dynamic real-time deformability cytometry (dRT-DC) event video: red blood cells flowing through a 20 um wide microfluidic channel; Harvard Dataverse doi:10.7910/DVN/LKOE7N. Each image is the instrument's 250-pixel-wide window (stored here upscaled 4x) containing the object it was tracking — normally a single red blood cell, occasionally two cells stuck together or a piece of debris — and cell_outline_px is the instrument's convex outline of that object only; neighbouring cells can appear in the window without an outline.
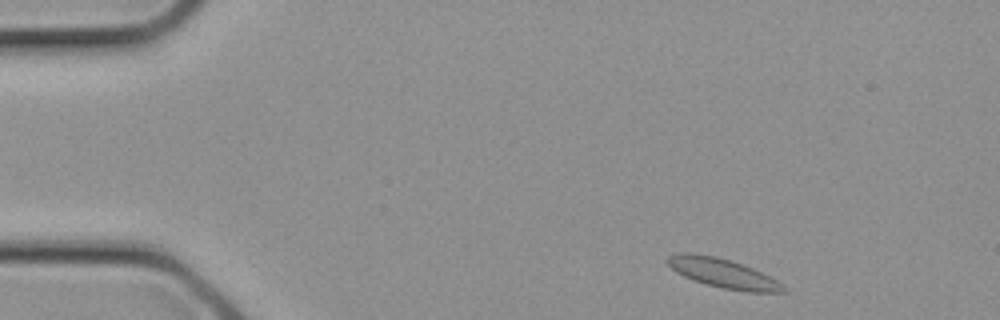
{"species": "common noctule bat (a hibernating species)", "species_latin": "Nyctalus noctula", "temperature_condition": "cold", "stored_images_in_passage": 2, "camera_frame_rate_fps": 3000, "um_per_image_px": 0.085, "animal": {"sex": "female", "body_mass_g": 21.9}, "frame": {"image": 1, "passage_image": 1, "time_ms": 0.0, "image_size_px": [1000, 320], "cell_outline_px": [[784, 292], [748, 292], [724, 288], [704, 284], [692, 280], [676, 272], [668, 264], [668, 256], [680, 252], [692, 252], [716, 256], [744, 264], [776, 280], [784, 288]], "centroid_in_image_um": [61.39, 23.2], "position_along_channel_um": 23.6, "area_um2": 19.59}}